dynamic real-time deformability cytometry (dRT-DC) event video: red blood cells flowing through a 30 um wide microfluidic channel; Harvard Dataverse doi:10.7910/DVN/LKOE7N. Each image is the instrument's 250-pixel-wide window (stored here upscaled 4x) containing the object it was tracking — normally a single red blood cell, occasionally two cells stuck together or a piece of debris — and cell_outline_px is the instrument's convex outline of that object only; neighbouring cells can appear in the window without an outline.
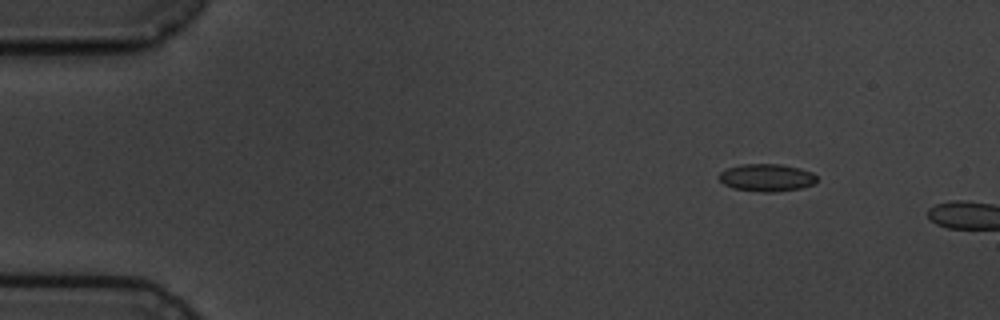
{"species": "common noctule bat (a hibernating species)", "species_latin": "Nyctalus noctula", "temperature_condition": "cold", "stored_images_in_passage": 3, "camera_frame_rate_fps": 3000, "um_per_image_px": 0.085, "animal": {"sex": "male", "body_mass_g": 19.5, "forearm_length_mm": 54.6}, "frame": {"image": 1, "passage_image": 2, "time_ms": 1.0, "image_size_px": [1000, 320], "cell_outline_px": [[816, 180], [812, 184], [800, 188], [772, 192], [760, 192], [732, 188], [724, 184], [716, 176], [720, 172], [728, 168], [740, 164], [780, 164], [800, 168], [812, 172], [816, 176]], "centroid_in_image_um": [65.12, 15.09], "position_along_channel_um": 19.9, "area_um2": 15.66}}